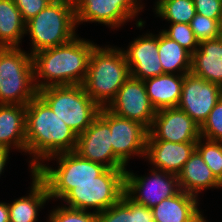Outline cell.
I'll return each instance as SVG.
<instances>
[{
    "mask_svg": "<svg viewBox=\"0 0 222 222\" xmlns=\"http://www.w3.org/2000/svg\"><path fill=\"white\" fill-rule=\"evenodd\" d=\"M77 138L38 94L26 105L25 139L26 153L32 156L30 172L54 155L75 151Z\"/></svg>",
    "mask_w": 222,
    "mask_h": 222,
    "instance_id": "obj_1",
    "label": "cell"
},
{
    "mask_svg": "<svg viewBox=\"0 0 222 222\" xmlns=\"http://www.w3.org/2000/svg\"><path fill=\"white\" fill-rule=\"evenodd\" d=\"M96 46L97 44L76 36L65 44L33 54L37 90L49 86L83 85L90 56Z\"/></svg>",
    "mask_w": 222,
    "mask_h": 222,
    "instance_id": "obj_2",
    "label": "cell"
},
{
    "mask_svg": "<svg viewBox=\"0 0 222 222\" xmlns=\"http://www.w3.org/2000/svg\"><path fill=\"white\" fill-rule=\"evenodd\" d=\"M129 77L123 49L97 45L91 53L83 86L100 108H106Z\"/></svg>",
    "mask_w": 222,
    "mask_h": 222,
    "instance_id": "obj_3",
    "label": "cell"
},
{
    "mask_svg": "<svg viewBox=\"0 0 222 222\" xmlns=\"http://www.w3.org/2000/svg\"><path fill=\"white\" fill-rule=\"evenodd\" d=\"M74 0H53L26 22L25 34L31 38L30 54L65 44L76 37Z\"/></svg>",
    "mask_w": 222,
    "mask_h": 222,
    "instance_id": "obj_4",
    "label": "cell"
},
{
    "mask_svg": "<svg viewBox=\"0 0 222 222\" xmlns=\"http://www.w3.org/2000/svg\"><path fill=\"white\" fill-rule=\"evenodd\" d=\"M37 94L32 55L21 47H0V104L26 106Z\"/></svg>",
    "mask_w": 222,
    "mask_h": 222,
    "instance_id": "obj_5",
    "label": "cell"
},
{
    "mask_svg": "<svg viewBox=\"0 0 222 222\" xmlns=\"http://www.w3.org/2000/svg\"><path fill=\"white\" fill-rule=\"evenodd\" d=\"M38 95L77 136L92 124L101 109L83 85L49 86L38 90Z\"/></svg>",
    "mask_w": 222,
    "mask_h": 222,
    "instance_id": "obj_6",
    "label": "cell"
},
{
    "mask_svg": "<svg viewBox=\"0 0 222 222\" xmlns=\"http://www.w3.org/2000/svg\"><path fill=\"white\" fill-rule=\"evenodd\" d=\"M57 161V168L41 164L34 173L47 185L50 199H62L77 183L93 182L105 169L103 165L82 158L75 151L47 159Z\"/></svg>",
    "mask_w": 222,
    "mask_h": 222,
    "instance_id": "obj_7",
    "label": "cell"
},
{
    "mask_svg": "<svg viewBox=\"0 0 222 222\" xmlns=\"http://www.w3.org/2000/svg\"><path fill=\"white\" fill-rule=\"evenodd\" d=\"M126 169H105L93 182L77 183L61 200L66 207L102 212L125 194Z\"/></svg>",
    "mask_w": 222,
    "mask_h": 222,
    "instance_id": "obj_8",
    "label": "cell"
},
{
    "mask_svg": "<svg viewBox=\"0 0 222 222\" xmlns=\"http://www.w3.org/2000/svg\"><path fill=\"white\" fill-rule=\"evenodd\" d=\"M149 176H139L125 171V194L135 203L153 208L163 199L180 191L178 176L152 169Z\"/></svg>",
    "mask_w": 222,
    "mask_h": 222,
    "instance_id": "obj_9",
    "label": "cell"
},
{
    "mask_svg": "<svg viewBox=\"0 0 222 222\" xmlns=\"http://www.w3.org/2000/svg\"><path fill=\"white\" fill-rule=\"evenodd\" d=\"M141 0H74L76 25L98 22L110 28H119L135 19L143 9Z\"/></svg>",
    "mask_w": 222,
    "mask_h": 222,
    "instance_id": "obj_10",
    "label": "cell"
},
{
    "mask_svg": "<svg viewBox=\"0 0 222 222\" xmlns=\"http://www.w3.org/2000/svg\"><path fill=\"white\" fill-rule=\"evenodd\" d=\"M99 115L109 124L115 156L127 167L131 156L145 158L148 129L139 122L119 117L106 108Z\"/></svg>",
    "mask_w": 222,
    "mask_h": 222,
    "instance_id": "obj_11",
    "label": "cell"
},
{
    "mask_svg": "<svg viewBox=\"0 0 222 222\" xmlns=\"http://www.w3.org/2000/svg\"><path fill=\"white\" fill-rule=\"evenodd\" d=\"M106 109L119 117L139 122L148 130L157 112L146 93L144 81L131 76Z\"/></svg>",
    "mask_w": 222,
    "mask_h": 222,
    "instance_id": "obj_12",
    "label": "cell"
},
{
    "mask_svg": "<svg viewBox=\"0 0 222 222\" xmlns=\"http://www.w3.org/2000/svg\"><path fill=\"white\" fill-rule=\"evenodd\" d=\"M221 97V86L190 72L184 76L181 98L177 107L201 127Z\"/></svg>",
    "mask_w": 222,
    "mask_h": 222,
    "instance_id": "obj_13",
    "label": "cell"
},
{
    "mask_svg": "<svg viewBox=\"0 0 222 222\" xmlns=\"http://www.w3.org/2000/svg\"><path fill=\"white\" fill-rule=\"evenodd\" d=\"M75 152L107 169H127L113 153L110 126L100 115L78 135Z\"/></svg>",
    "mask_w": 222,
    "mask_h": 222,
    "instance_id": "obj_14",
    "label": "cell"
},
{
    "mask_svg": "<svg viewBox=\"0 0 222 222\" xmlns=\"http://www.w3.org/2000/svg\"><path fill=\"white\" fill-rule=\"evenodd\" d=\"M200 138V126L183 110L172 107L157 110L147 140L182 143L197 142Z\"/></svg>",
    "mask_w": 222,
    "mask_h": 222,
    "instance_id": "obj_15",
    "label": "cell"
},
{
    "mask_svg": "<svg viewBox=\"0 0 222 222\" xmlns=\"http://www.w3.org/2000/svg\"><path fill=\"white\" fill-rule=\"evenodd\" d=\"M123 52L131 77L144 81L165 74L159 59L158 34L146 33L136 38Z\"/></svg>",
    "mask_w": 222,
    "mask_h": 222,
    "instance_id": "obj_16",
    "label": "cell"
},
{
    "mask_svg": "<svg viewBox=\"0 0 222 222\" xmlns=\"http://www.w3.org/2000/svg\"><path fill=\"white\" fill-rule=\"evenodd\" d=\"M197 142H169L147 140L145 158L152 169L178 175L196 149Z\"/></svg>",
    "mask_w": 222,
    "mask_h": 222,
    "instance_id": "obj_17",
    "label": "cell"
},
{
    "mask_svg": "<svg viewBox=\"0 0 222 222\" xmlns=\"http://www.w3.org/2000/svg\"><path fill=\"white\" fill-rule=\"evenodd\" d=\"M191 73L222 87V37L199 42L192 54Z\"/></svg>",
    "mask_w": 222,
    "mask_h": 222,
    "instance_id": "obj_18",
    "label": "cell"
},
{
    "mask_svg": "<svg viewBox=\"0 0 222 222\" xmlns=\"http://www.w3.org/2000/svg\"><path fill=\"white\" fill-rule=\"evenodd\" d=\"M26 106L0 104V148L26 153Z\"/></svg>",
    "mask_w": 222,
    "mask_h": 222,
    "instance_id": "obj_19",
    "label": "cell"
},
{
    "mask_svg": "<svg viewBox=\"0 0 222 222\" xmlns=\"http://www.w3.org/2000/svg\"><path fill=\"white\" fill-rule=\"evenodd\" d=\"M198 197L179 191L163 199L152 209L154 222H193L202 213L198 209Z\"/></svg>",
    "mask_w": 222,
    "mask_h": 222,
    "instance_id": "obj_20",
    "label": "cell"
},
{
    "mask_svg": "<svg viewBox=\"0 0 222 222\" xmlns=\"http://www.w3.org/2000/svg\"><path fill=\"white\" fill-rule=\"evenodd\" d=\"M177 176L180 190L196 197L204 189L222 187L196 149Z\"/></svg>",
    "mask_w": 222,
    "mask_h": 222,
    "instance_id": "obj_21",
    "label": "cell"
},
{
    "mask_svg": "<svg viewBox=\"0 0 222 222\" xmlns=\"http://www.w3.org/2000/svg\"><path fill=\"white\" fill-rule=\"evenodd\" d=\"M31 176L29 195L8 203L10 222H36L40 208L50 200L47 185L34 172H31Z\"/></svg>",
    "mask_w": 222,
    "mask_h": 222,
    "instance_id": "obj_22",
    "label": "cell"
},
{
    "mask_svg": "<svg viewBox=\"0 0 222 222\" xmlns=\"http://www.w3.org/2000/svg\"><path fill=\"white\" fill-rule=\"evenodd\" d=\"M185 74L165 73L144 80L146 93L155 110L177 107Z\"/></svg>",
    "mask_w": 222,
    "mask_h": 222,
    "instance_id": "obj_23",
    "label": "cell"
},
{
    "mask_svg": "<svg viewBox=\"0 0 222 222\" xmlns=\"http://www.w3.org/2000/svg\"><path fill=\"white\" fill-rule=\"evenodd\" d=\"M158 53L164 73L187 74L191 72L192 54L162 31L158 34Z\"/></svg>",
    "mask_w": 222,
    "mask_h": 222,
    "instance_id": "obj_24",
    "label": "cell"
},
{
    "mask_svg": "<svg viewBox=\"0 0 222 222\" xmlns=\"http://www.w3.org/2000/svg\"><path fill=\"white\" fill-rule=\"evenodd\" d=\"M25 25L13 0H0V47H19Z\"/></svg>",
    "mask_w": 222,
    "mask_h": 222,
    "instance_id": "obj_25",
    "label": "cell"
},
{
    "mask_svg": "<svg viewBox=\"0 0 222 222\" xmlns=\"http://www.w3.org/2000/svg\"><path fill=\"white\" fill-rule=\"evenodd\" d=\"M155 14L170 23L190 24L196 10L193 0H157Z\"/></svg>",
    "mask_w": 222,
    "mask_h": 222,
    "instance_id": "obj_26",
    "label": "cell"
},
{
    "mask_svg": "<svg viewBox=\"0 0 222 222\" xmlns=\"http://www.w3.org/2000/svg\"><path fill=\"white\" fill-rule=\"evenodd\" d=\"M205 142H202L204 141ZM196 150L202 156L214 176L222 183V142L203 139L196 143Z\"/></svg>",
    "mask_w": 222,
    "mask_h": 222,
    "instance_id": "obj_27",
    "label": "cell"
},
{
    "mask_svg": "<svg viewBox=\"0 0 222 222\" xmlns=\"http://www.w3.org/2000/svg\"><path fill=\"white\" fill-rule=\"evenodd\" d=\"M221 22L222 20H215L196 13L190 22V26L196 39L201 42L220 37Z\"/></svg>",
    "mask_w": 222,
    "mask_h": 222,
    "instance_id": "obj_28",
    "label": "cell"
},
{
    "mask_svg": "<svg viewBox=\"0 0 222 222\" xmlns=\"http://www.w3.org/2000/svg\"><path fill=\"white\" fill-rule=\"evenodd\" d=\"M162 32L171 40L178 42L191 54L199 47V41L196 39L190 24L171 23L169 29H164Z\"/></svg>",
    "mask_w": 222,
    "mask_h": 222,
    "instance_id": "obj_29",
    "label": "cell"
},
{
    "mask_svg": "<svg viewBox=\"0 0 222 222\" xmlns=\"http://www.w3.org/2000/svg\"><path fill=\"white\" fill-rule=\"evenodd\" d=\"M200 135L203 139L222 142V97L200 127Z\"/></svg>",
    "mask_w": 222,
    "mask_h": 222,
    "instance_id": "obj_30",
    "label": "cell"
},
{
    "mask_svg": "<svg viewBox=\"0 0 222 222\" xmlns=\"http://www.w3.org/2000/svg\"><path fill=\"white\" fill-rule=\"evenodd\" d=\"M48 222H97V213L64 206L53 209Z\"/></svg>",
    "mask_w": 222,
    "mask_h": 222,
    "instance_id": "obj_31",
    "label": "cell"
},
{
    "mask_svg": "<svg viewBox=\"0 0 222 222\" xmlns=\"http://www.w3.org/2000/svg\"><path fill=\"white\" fill-rule=\"evenodd\" d=\"M97 222H130L129 197L124 194L114 205L97 213Z\"/></svg>",
    "mask_w": 222,
    "mask_h": 222,
    "instance_id": "obj_32",
    "label": "cell"
},
{
    "mask_svg": "<svg viewBox=\"0 0 222 222\" xmlns=\"http://www.w3.org/2000/svg\"><path fill=\"white\" fill-rule=\"evenodd\" d=\"M53 0H13L25 22L39 14Z\"/></svg>",
    "mask_w": 222,
    "mask_h": 222,
    "instance_id": "obj_33",
    "label": "cell"
},
{
    "mask_svg": "<svg viewBox=\"0 0 222 222\" xmlns=\"http://www.w3.org/2000/svg\"><path fill=\"white\" fill-rule=\"evenodd\" d=\"M196 13L215 20H222V0H193Z\"/></svg>",
    "mask_w": 222,
    "mask_h": 222,
    "instance_id": "obj_34",
    "label": "cell"
},
{
    "mask_svg": "<svg viewBox=\"0 0 222 222\" xmlns=\"http://www.w3.org/2000/svg\"><path fill=\"white\" fill-rule=\"evenodd\" d=\"M129 221L130 222H154L151 208L135 203L129 198Z\"/></svg>",
    "mask_w": 222,
    "mask_h": 222,
    "instance_id": "obj_35",
    "label": "cell"
},
{
    "mask_svg": "<svg viewBox=\"0 0 222 222\" xmlns=\"http://www.w3.org/2000/svg\"><path fill=\"white\" fill-rule=\"evenodd\" d=\"M9 149L0 148V175L4 171L7 160L9 159Z\"/></svg>",
    "mask_w": 222,
    "mask_h": 222,
    "instance_id": "obj_36",
    "label": "cell"
},
{
    "mask_svg": "<svg viewBox=\"0 0 222 222\" xmlns=\"http://www.w3.org/2000/svg\"><path fill=\"white\" fill-rule=\"evenodd\" d=\"M0 222H10L8 203L6 202H0Z\"/></svg>",
    "mask_w": 222,
    "mask_h": 222,
    "instance_id": "obj_37",
    "label": "cell"
},
{
    "mask_svg": "<svg viewBox=\"0 0 222 222\" xmlns=\"http://www.w3.org/2000/svg\"><path fill=\"white\" fill-rule=\"evenodd\" d=\"M193 222H208L205 220V217L201 214L199 217H197Z\"/></svg>",
    "mask_w": 222,
    "mask_h": 222,
    "instance_id": "obj_38",
    "label": "cell"
}]
</instances>
